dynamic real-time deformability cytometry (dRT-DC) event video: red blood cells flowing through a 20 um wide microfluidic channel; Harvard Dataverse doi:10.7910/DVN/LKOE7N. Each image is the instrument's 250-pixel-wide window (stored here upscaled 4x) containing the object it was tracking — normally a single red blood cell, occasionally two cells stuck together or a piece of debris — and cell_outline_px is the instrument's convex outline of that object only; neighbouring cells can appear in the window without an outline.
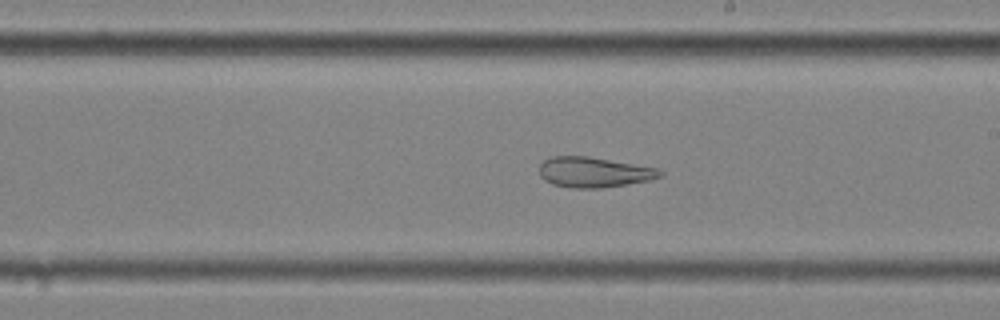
{"species": "common noctule bat (a hibernating species)", "species_latin": "Nyctalus noctula", "temperature_condition": "cold", "stored_images_in_passage": 56, "camera_frame_rate_fps": 3000, "um_per_image_px": 0.085, "animal": {"sex": "female", "body_mass_g": 25.1}, "frame": {"image": 1, "passage_image": 32, "time_ms": 10.333, "image_size_px": [1000, 320], "cell_outline_px": [[664, 176], [648, 180], [600, 188], [572, 188], [552, 184], [544, 180], [540, 176], [540, 164], [544, 160], [552, 156], [588, 156], [656, 168], [664, 172]], "centroid_in_image_um": [50.45, 14.63], "position_along_channel_um": 238.5, "area_um2": 21.15}, "authors_computed_cell_mechanics": {"area_um2": 29.9693, "velocity_mm_per_s": 3.5149, "shape_relaxation_time_tau1_ms": null, "shape_relaxation_time_tau2_ms": 3.2066, "deformation_change_tau1": null, "deformation_change_tau2": 0.1222}}